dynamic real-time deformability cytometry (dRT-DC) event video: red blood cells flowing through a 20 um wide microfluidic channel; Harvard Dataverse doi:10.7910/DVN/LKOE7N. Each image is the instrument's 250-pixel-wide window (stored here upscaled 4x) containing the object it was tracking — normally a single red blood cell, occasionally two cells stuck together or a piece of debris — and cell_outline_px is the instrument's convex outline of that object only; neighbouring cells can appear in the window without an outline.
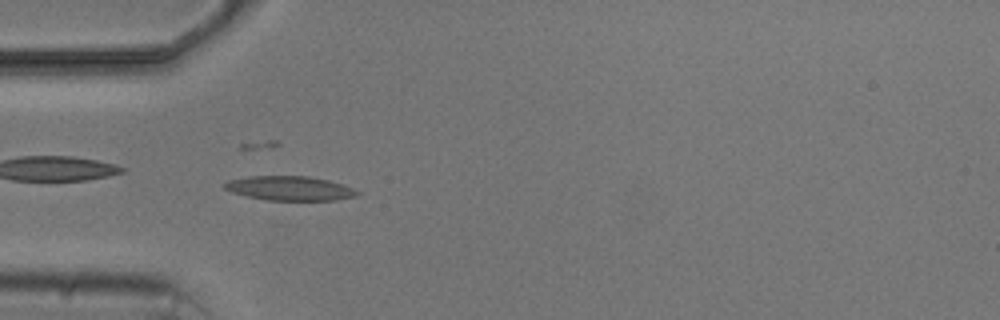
{"species": "common noctule bat (a hibernating species)", "species_latin": "Nyctalus noctula", "temperature_condition": "cold", "stored_images_in_passage": 9, "camera_frame_rate_fps": 3000, "um_per_image_px": 0.085, "animal": {"sex": "male", "body_mass_g": 20.5, "forearm_length_mm": 52.5}, "frame": {"image": 1, "passage_image": 6, "time_ms": 5.667, "image_size_px": [1000, 320], "cell_outline_px": [[360, 192], [356, 196], [336, 200], [268, 200], [248, 196], [232, 192], [224, 188], [224, 184], [228, 180], [248, 176], [308, 176], [328, 180], [344, 184]], "centroid_in_image_um": [24.64, 16.0], "position_along_channel_um": 60.4, "area_um2": 18.73}}
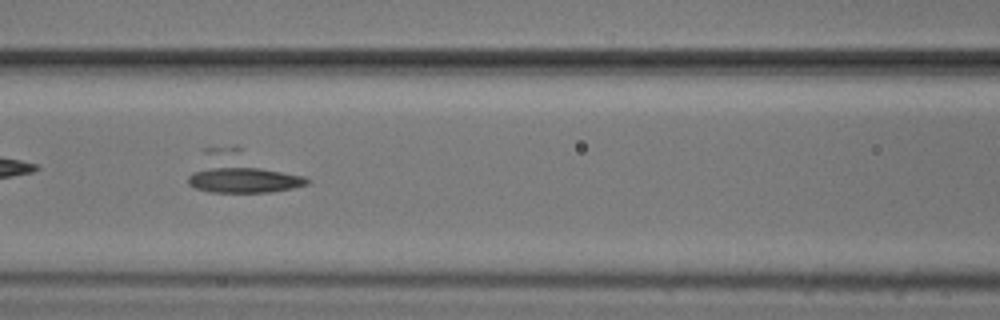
{"frame": {"image": 2, "passage_image": 8, "time_ms": 8.0, "image_size_px": [1000, 320], "cell_outline_px": [[312, 180], [308, 184], [292, 188], [272, 192], [208, 192], [196, 188], [188, 184], [188, 176], [204, 148], [236, 144], [304, 176]], "centroid_in_image_um": [20.48, 14.63], "position_along_channel_um": 146.1, "area_um2": 28.84}}
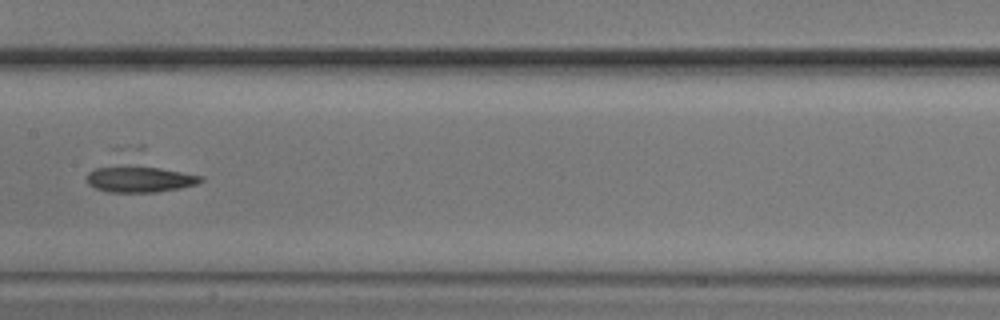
{"frame": {"image": 3, "passage_image": 9, "time_ms": 9.333, "image_size_px": [1000, 320], "cell_outline_px": [[204, 180], [196, 184], [180, 188], [156, 192], [108, 192], [96, 188], [88, 184], [88, 172], [96, 168], [112, 164], [144, 164], [204, 176]], "centroid_in_image_um": [11.88, 15.18], "position_along_channel_um": 195.5, "area_um2": 18.15}}